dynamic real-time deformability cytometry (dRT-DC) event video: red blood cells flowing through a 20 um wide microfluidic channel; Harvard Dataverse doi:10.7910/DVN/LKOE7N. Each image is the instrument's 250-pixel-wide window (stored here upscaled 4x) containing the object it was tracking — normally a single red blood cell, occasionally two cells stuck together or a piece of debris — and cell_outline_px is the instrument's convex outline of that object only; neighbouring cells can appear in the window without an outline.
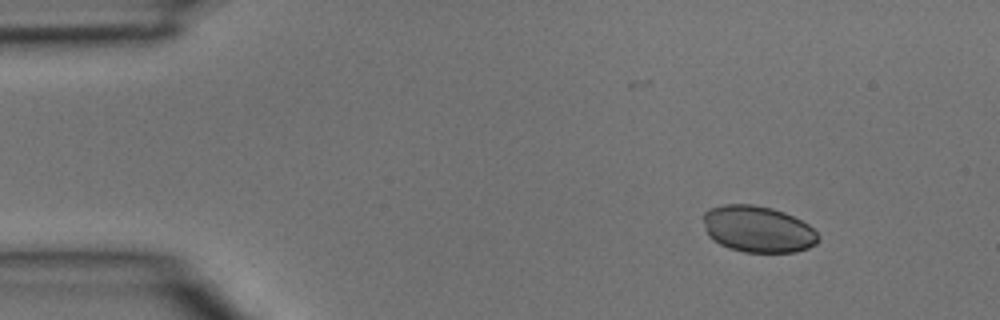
{"species": "common noctule bat (a hibernating species)", "species_latin": "Nyctalus noctula", "temperature_condition": "room temperature", "stored_images_in_passage": 4, "camera_frame_rate_fps": 3000, "um_per_image_px": 0.085, "animal": {"sex": "male", "body_mass_g": 15.6}, "frame": {"image": 1, "passage_image": 1, "time_ms": 0.0, "image_size_px": [1000, 320], "cell_outline_px": [[820, 240], [816, 244], [808, 248], [796, 252], [744, 252], [728, 248], [712, 240], [708, 236], [704, 220], [704, 212], [708, 208], [724, 204], [752, 204], [772, 208], [784, 212], [808, 224], [820, 236]], "centroid_in_image_um": [64.42, 19.48], "position_along_channel_um": 20.6, "area_um2": 31.27}}